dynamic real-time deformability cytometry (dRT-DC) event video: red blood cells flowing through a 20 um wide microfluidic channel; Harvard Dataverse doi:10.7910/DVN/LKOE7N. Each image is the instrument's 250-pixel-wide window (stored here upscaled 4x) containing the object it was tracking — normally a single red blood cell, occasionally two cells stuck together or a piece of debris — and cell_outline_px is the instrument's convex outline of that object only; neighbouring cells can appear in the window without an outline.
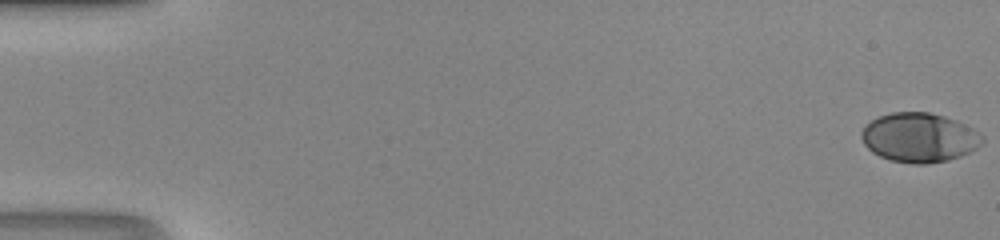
{"species": "human", "species_latin": "Homo sapiens", "temperature_condition": "room temperature", "stored_images_in_passage": 49, "camera_frame_rate_fps": 3000, "um_per_image_px": 0.085, "donor": {"sex": "male"}, "frame": {"image": 1, "passage_image": 1, "time_ms": 0.0, "image_size_px": [1000, 240], "cell_outline_px": [[984, 140], [976, 148], [960, 156], [948, 160], [928, 164], [912, 164], [892, 160], [880, 156], [872, 152], [864, 144], [860, 136], [860, 132], [872, 120], [880, 116], [892, 112], [928, 112], [944, 116], [956, 120], [972, 128], [984, 136]], "centroid_in_image_um": [78.14, 11.69], "position_along_channel_um": 6.9, "area_um2": 34.62}}
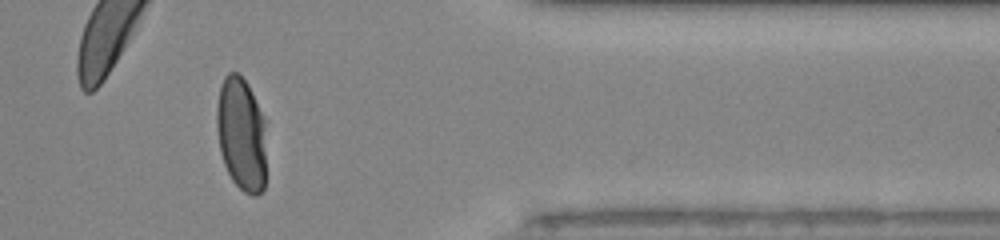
{"frame": {"image": 2, "passage_image": 41, "time_ms": 13.333, "image_size_px": [1000, 240], "cell_outline_px": [[264, 188], [256, 196], [252, 196], [244, 192], [232, 180], [224, 164], [220, 152], [216, 128], [216, 108], [220, 84], [224, 76], [228, 72], [236, 72], [248, 84], [264, 116]], "centroid_in_image_um": [20.48, 11.37], "position_along_channel_um": 390.9, "area_um2": 32.95}}
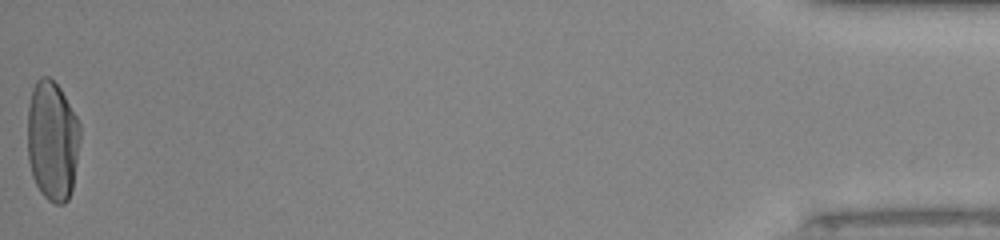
{"frame": {"image": 3, "passage_image": 49, "time_ms": 16.0, "image_size_px": [1000, 240], "cell_outline_px": [[80, 136], [72, 188], [68, 200], [64, 204], [56, 204], [48, 200], [40, 192], [32, 176], [28, 160], [28, 104], [32, 88], [36, 80], [40, 76], [48, 76], [60, 88], [76, 116], [80, 124]], "centroid_in_image_um": [4.43, 11.95], "position_along_channel_um": 430.8, "area_um2": 36.88}}